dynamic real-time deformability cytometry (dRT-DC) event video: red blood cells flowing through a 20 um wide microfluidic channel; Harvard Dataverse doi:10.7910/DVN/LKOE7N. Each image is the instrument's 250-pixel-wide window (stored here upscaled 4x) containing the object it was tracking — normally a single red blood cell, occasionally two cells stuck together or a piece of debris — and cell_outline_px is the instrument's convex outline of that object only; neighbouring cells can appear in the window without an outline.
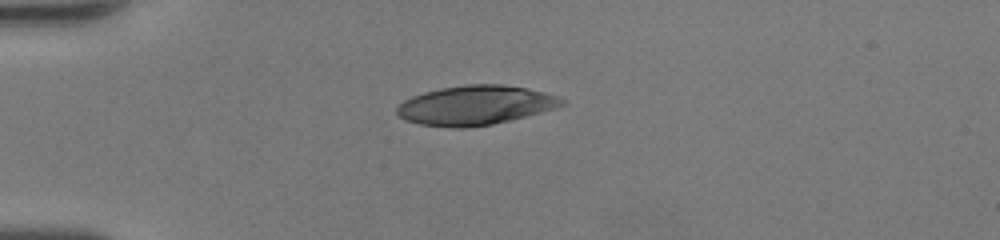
{"species": "human", "species_latin": "Homo sapiens", "temperature_condition": "room temperature", "stored_images_in_passage": 35, "camera_frame_rate_fps": 3000, "um_per_image_px": 0.085, "donor": {"sex": "female"}, "frame": {"image": 1, "passage_image": 1, "time_ms": 0.0, "image_size_px": [1000, 240], "cell_outline_px": [[568, 104], [556, 108], [492, 124], [472, 128], [452, 128], [420, 124], [404, 120], [396, 112], [396, 108], [404, 100], [412, 96], [424, 92], [440, 88], [468, 84], [500, 84], [524, 88], [544, 92], [568, 100]], "centroid_in_image_um": [40.41, 8.95], "position_along_channel_um": 44.6, "area_um2": 37.86}}
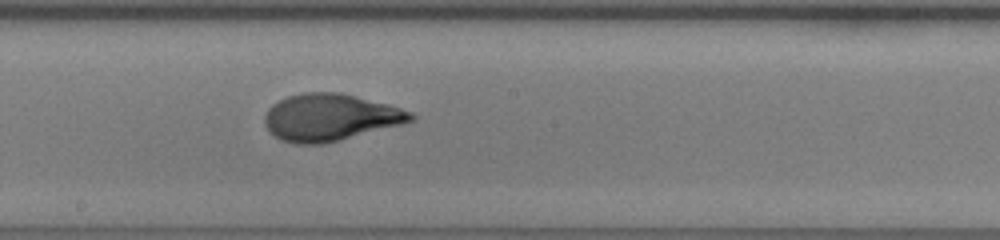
{"frame": {"image": 2, "passage_image": 15, "time_ms": 4.667, "image_size_px": [1000, 240], "cell_outline_px": [[416, 120], [324, 144], [296, 144], [280, 140], [268, 132], [264, 124], [264, 116], [268, 108], [272, 104], [288, 96], [304, 92], [340, 92], [388, 104], [412, 112], [416, 116]], "centroid_in_image_um": [28.03, 9.98], "position_along_channel_um": 220.2, "area_um2": 40.11}}
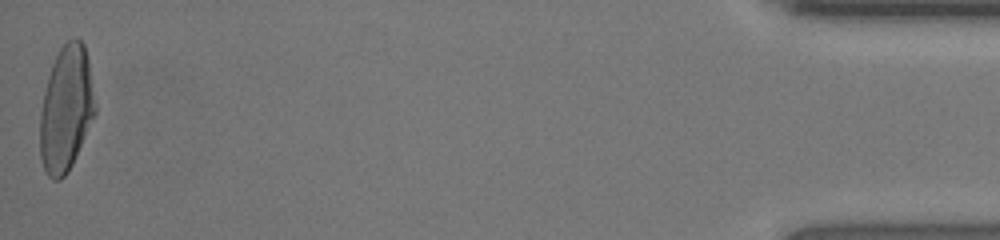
{"frame": {"image": 3, "passage_image": 35, "time_ms": 11.333, "image_size_px": [1000, 240], "cell_outline_px": [[96, 112], [72, 164], [68, 172], [60, 180], [52, 180], [48, 176], [44, 168], [40, 156], [40, 112], [44, 92], [48, 76], [52, 64], [60, 48], [68, 40], [80, 40], [84, 44], [88, 60], [96, 108]], "centroid_in_image_um": [5.61, 9.28], "position_along_channel_um": 429.6, "area_um2": 39.94}, "authors_computed_cell_mechanics": {"area_um2": 38.9572, "velocity_mm_per_s": 4.478, "shape_relaxation_time_tau1_ms": 5.0058, "shape_relaxation_time_tau2_ms": 0.558, "deformation_change_tau1": 0.253, "deformation_change_tau2": 0.0527}}